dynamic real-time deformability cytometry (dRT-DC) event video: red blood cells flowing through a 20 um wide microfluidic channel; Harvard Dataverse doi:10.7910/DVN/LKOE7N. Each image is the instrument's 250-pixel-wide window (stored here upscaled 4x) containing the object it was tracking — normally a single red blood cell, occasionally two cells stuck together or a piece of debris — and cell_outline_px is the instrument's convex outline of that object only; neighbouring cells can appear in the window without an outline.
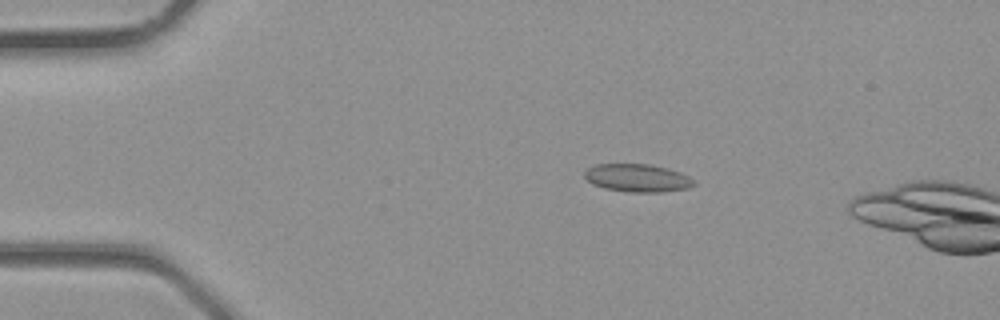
{"species": "common noctule bat (a hibernating species)", "species_latin": "Nyctalus noctula", "temperature_condition": "room temperature", "stored_images_in_passage": 7, "camera_frame_rate_fps": 3000, "um_per_image_px": 0.085, "animal": {"sex": "male", "body_mass_g": 23.1, "forearm_length_mm": 52.7}, "frame": {"image": 1, "passage_image": 5, "time_ms": 1.333, "image_size_px": [1000, 320], "cell_outline_px": [[696, 184], [688, 188], [660, 192], [632, 192], [604, 188], [592, 184], [584, 176], [584, 172], [588, 168], [596, 164], [648, 164], [668, 168], [680, 172], [688, 176]], "centroid_in_image_um": [54.17, 15.12], "position_along_channel_um": 30.8, "area_um2": 17.69}}